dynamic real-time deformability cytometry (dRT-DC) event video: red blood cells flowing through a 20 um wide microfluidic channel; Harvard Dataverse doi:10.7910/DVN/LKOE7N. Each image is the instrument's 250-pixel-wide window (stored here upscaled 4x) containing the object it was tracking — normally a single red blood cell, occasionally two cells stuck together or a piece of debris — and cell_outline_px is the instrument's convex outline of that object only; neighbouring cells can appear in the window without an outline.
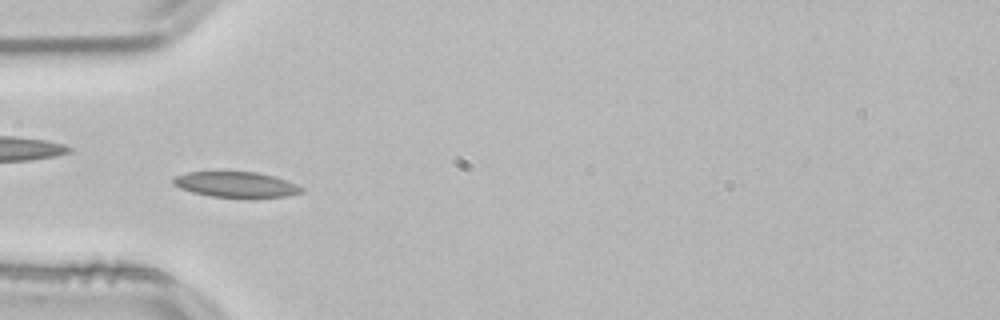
{"species": "common noctule bat (a hibernating species)", "species_latin": "Nyctalus noctula", "temperature_condition": "room temperature", "stored_images_in_passage": 53, "camera_frame_rate_fps": 3000, "um_per_image_px": 0.085, "animal": {"sex": "male", "body_mass_g": 21.5, "forearm_length_mm": 52.0}, "frame": {"image": 1, "passage_image": 16, "time_ms": 5.0, "image_size_px": [1000, 320], "cell_outline_px": [[304, 188], [300, 192], [288, 196], [252, 200], [248, 200], [208, 196], [192, 192], [180, 188], [172, 184], [172, 180], [176, 176], [188, 172], [256, 172], [272, 176], [296, 184]], "centroid_in_image_um": [20.07, 15.74], "position_along_channel_um": 64.9, "area_um2": 19.65}, "authors_computed_cell_mechanics": {"area_um2": 18.7272, "velocity_mm_per_s": 3.8032, "shape_relaxation_time_tau1_ms": null, "shape_relaxation_time_tau2_ms": 2.7892, "deformation_change_tau1": null, "deformation_change_tau2": 0.077}}